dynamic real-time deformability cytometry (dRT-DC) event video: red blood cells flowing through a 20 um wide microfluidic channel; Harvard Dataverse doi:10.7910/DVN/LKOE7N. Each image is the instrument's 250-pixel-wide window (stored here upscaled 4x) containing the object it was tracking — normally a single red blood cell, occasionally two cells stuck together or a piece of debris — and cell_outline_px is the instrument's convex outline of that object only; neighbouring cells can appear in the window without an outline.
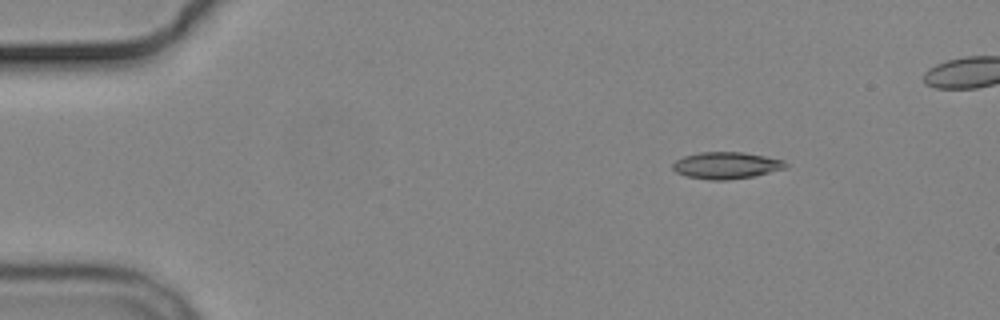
{"species": "common noctule bat (a hibernating species)", "species_latin": "Nyctalus noctula", "temperature_condition": "cold", "stored_images_in_passage": 8, "camera_frame_rate_fps": 3000, "um_per_image_px": 0.085, "animal": {"sex": "male", "body_mass_g": 19.2, "forearm_length_mm": 51.8}, "frame": {"image": 1, "passage_image": 2, "time_ms": 1.333, "image_size_px": [1000, 320], "cell_outline_px": [[788, 168], [752, 176], [728, 180], [708, 180], [688, 176], [676, 172], [672, 168], [672, 164], [676, 160], [684, 156], [700, 152], [744, 152], [784, 160], [788, 164]], "centroid_in_image_um": [61.75, 14.05], "position_along_channel_um": 23.3, "area_um2": 17.63}}
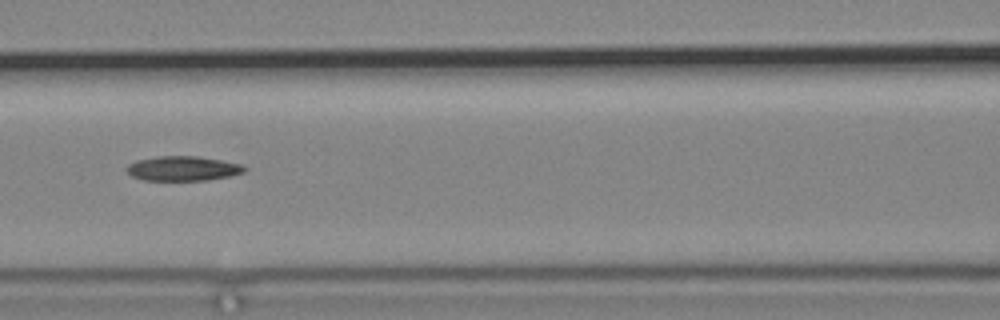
{"frame": {"image": 2, "passage_image": 7, "time_ms": 7.0, "image_size_px": [1000, 320], "cell_outline_px": [[248, 168], [244, 172], [228, 176], [204, 180], [144, 180], [132, 176], [124, 168], [128, 164], [136, 160], [156, 156], [200, 156], [240, 164]], "centroid_in_image_um": [15.5, 14.31], "position_along_channel_um": 151.1, "area_um2": 16.88}}
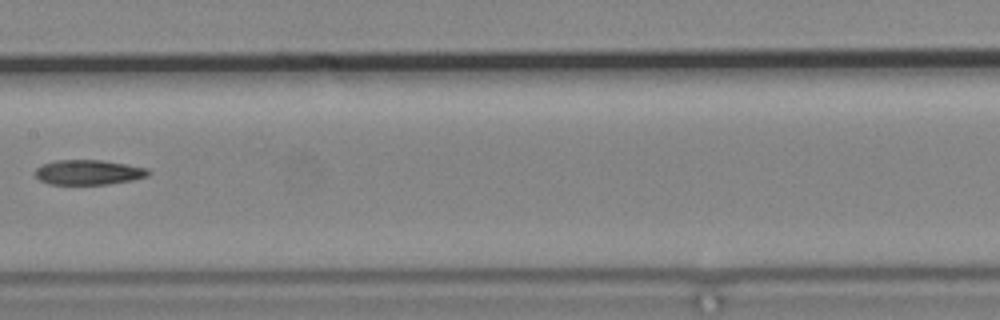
{"frame": {"image": 3, "passage_image": 8, "time_ms": 8.333, "image_size_px": [1000, 320], "cell_outline_px": [[152, 172], [148, 176], [132, 180], [108, 184], [48, 184], [40, 180], [36, 176], [36, 168], [44, 164], [56, 160], [100, 160], [148, 168]], "centroid_in_image_um": [7.54, 14.65], "position_along_channel_um": 199.9, "area_um2": 16.3}}